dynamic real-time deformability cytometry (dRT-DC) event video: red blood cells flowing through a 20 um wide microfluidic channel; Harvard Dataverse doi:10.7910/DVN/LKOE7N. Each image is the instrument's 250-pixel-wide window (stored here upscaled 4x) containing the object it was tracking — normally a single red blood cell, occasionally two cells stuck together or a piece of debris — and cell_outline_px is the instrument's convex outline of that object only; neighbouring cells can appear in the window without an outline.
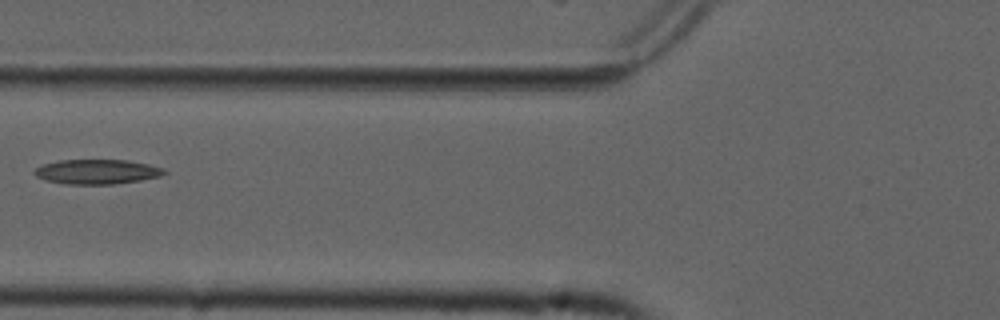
{"species": "common noctule bat (a hibernating species)", "species_latin": "Nyctalus noctula", "temperature_condition": "cold", "stored_images_in_passage": 5, "camera_frame_rate_fps": 3000, "um_per_image_px": 0.085, "animal": {"sex": "male", "forearm_length_mm": 52.5}, "frame": {"image": 1, "passage_image": 4, "time_ms": 1.0, "image_size_px": [1000, 320], "cell_outline_px": [[168, 172], [160, 176], [140, 180], [112, 184], [64, 184], [48, 180], [36, 176], [32, 172], [36, 168], [44, 164], [60, 160], [128, 160], [148, 164], [164, 168]], "centroid_in_image_um": [8.26, 14.59], "position_along_channel_um": 117.5, "area_um2": 18.55}}
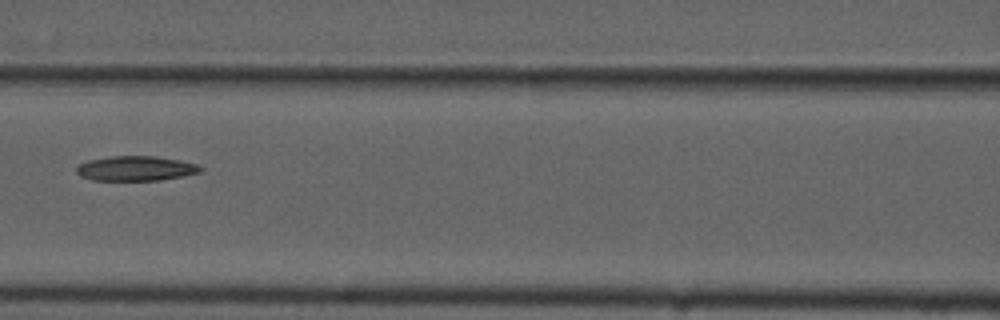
{"frame": {"image": 2, "passage_image": 5, "time_ms": 1.333, "image_size_px": [1000, 320], "cell_outline_px": [[204, 168], [200, 172], [184, 176], [160, 180], [92, 180], [80, 176], [76, 172], [76, 168], [80, 164], [88, 160], [112, 156], [156, 156], [196, 164]], "centroid_in_image_um": [11.53, 14.32], "position_along_channel_um": 155.1, "area_um2": 17.8}}